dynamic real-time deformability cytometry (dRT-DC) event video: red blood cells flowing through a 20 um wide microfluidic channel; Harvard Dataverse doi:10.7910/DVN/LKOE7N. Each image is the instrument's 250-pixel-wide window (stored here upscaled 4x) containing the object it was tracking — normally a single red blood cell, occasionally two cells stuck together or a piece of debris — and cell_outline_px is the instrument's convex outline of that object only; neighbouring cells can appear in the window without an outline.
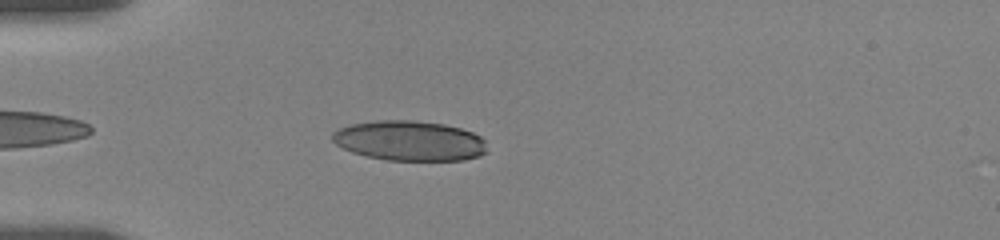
{"species": "human", "species_latin": "Homo sapiens", "temperature_condition": "room temperature", "stored_images_in_passage": 7, "camera_frame_rate_fps": 3000, "um_per_image_px": 0.085, "donor": {"sex": "female"}, "frame": {"image": 1, "passage_image": 5, "time_ms": 1.333, "image_size_px": [1000, 240], "cell_outline_px": [[488, 152], [480, 156], [464, 160], [388, 160], [368, 156], [352, 152], [336, 144], [332, 140], [332, 132], [340, 128], [352, 124], [376, 120], [412, 120], [444, 124], [460, 128], [472, 132], [480, 136], [484, 140]], "centroid_in_image_um": [34.83, 11.96], "position_along_channel_um": 50.2, "area_um2": 36.07}}